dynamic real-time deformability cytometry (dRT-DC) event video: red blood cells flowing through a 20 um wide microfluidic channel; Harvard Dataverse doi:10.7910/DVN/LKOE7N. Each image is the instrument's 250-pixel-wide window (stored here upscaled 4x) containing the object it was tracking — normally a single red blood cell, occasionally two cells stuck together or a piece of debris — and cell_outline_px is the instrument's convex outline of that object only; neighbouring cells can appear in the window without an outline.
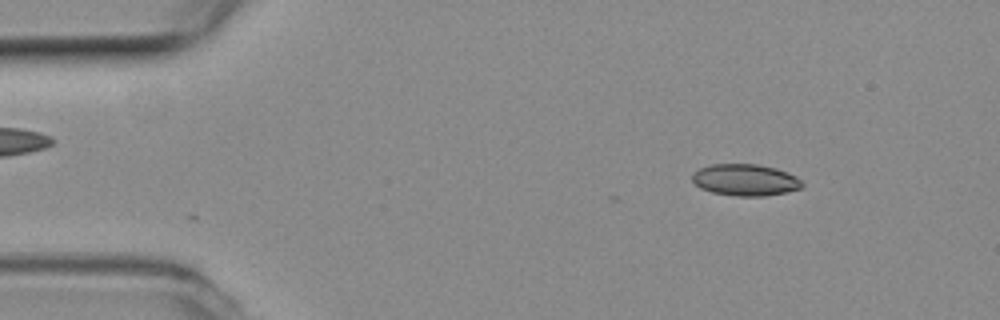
{"species": "common noctule bat (a hibernating species)", "species_latin": "Nyctalus noctula", "temperature_condition": "room temperature", "stored_images_in_passage": 45, "camera_frame_rate_fps": 3000, "um_per_image_px": 0.085, "animal": {"sex": "female", "body_mass_g": 19.3, "forearm_length_mm": 54.1}, "frame": {"image": 1, "passage_image": 6, "time_ms": 1.667, "image_size_px": [1000, 320], "cell_outline_px": [[804, 184], [800, 188], [784, 192], [764, 196], [736, 196], [712, 192], [700, 188], [692, 180], [692, 176], [700, 168], [712, 164], [756, 164], [776, 168], [796, 176]], "centroid_in_image_um": [63.35, 15.29], "position_along_channel_um": 21.7, "area_um2": 20.06}}
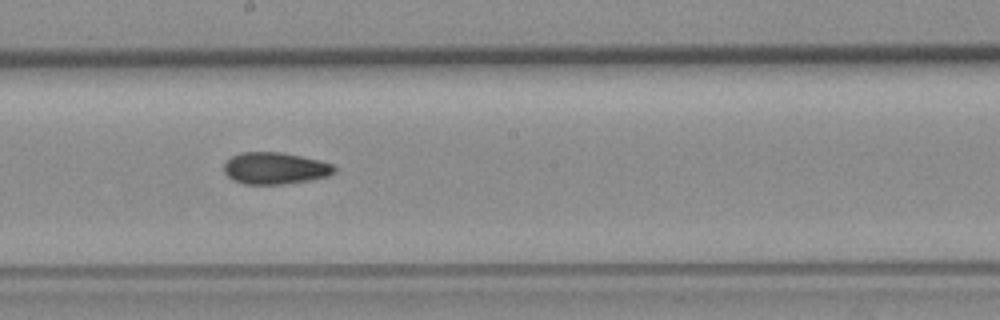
{"frame": {"image": 2, "passage_image": 28, "time_ms": 9.0, "image_size_px": [1000, 320], "cell_outline_px": [[336, 172], [328, 176], [312, 180], [284, 184], [244, 184], [232, 180], [224, 172], [224, 164], [232, 156], [240, 152], [280, 152], [320, 160], [332, 164], [336, 168]], "centroid_in_image_um": [23.39, 14.31], "position_along_channel_um": 224.8, "area_um2": 20.58}}
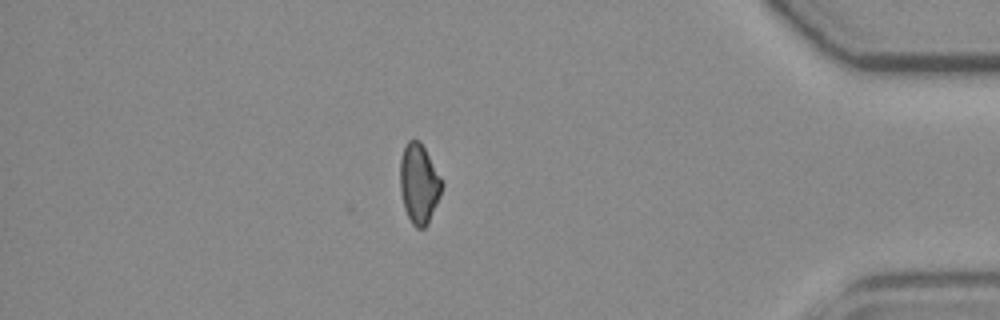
{"frame": {"image": 3, "passage_image": 45, "time_ms": 14.667, "image_size_px": [1000, 320], "cell_outline_px": [[444, 184], [440, 196], [428, 224], [424, 228], [416, 228], [412, 224], [404, 208], [400, 192], [400, 160], [404, 148], [408, 140], [420, 140], [440, 176]], "centroid_in_image_um": [35.61, 15.63], "position_along_channel_um": 399.6, "area_um2": 19.42}, "authors_computed_cell_mechanics": {"area_um2": 20.23, "velocity_mm_per_s": 3.822, "shape_relaxation_time_tau1_ms": null, "shape_relaxation_time_tau2_ms": 3.5729, "deformation_change_tau1": null, "deformation_change_tau2": 0.0927}}